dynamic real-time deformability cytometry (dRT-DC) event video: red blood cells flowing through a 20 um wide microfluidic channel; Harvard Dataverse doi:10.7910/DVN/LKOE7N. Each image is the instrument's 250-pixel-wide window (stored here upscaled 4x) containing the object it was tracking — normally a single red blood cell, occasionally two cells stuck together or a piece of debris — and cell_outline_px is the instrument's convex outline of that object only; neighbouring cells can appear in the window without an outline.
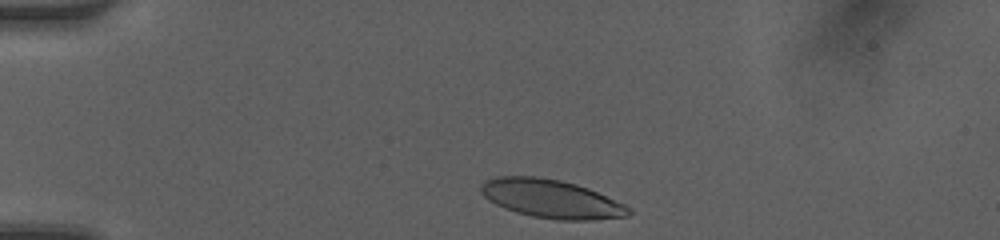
{"species": "human", "species_latin": "Homo sapiens", "temperature_condition": "room temperature", "stored_images_in_passage": 33, "camera_frame_rate_fps": 3000, "um_per_image_px": 0.085, "donor": {"sex": "female"}, "frame": {"image": 1, "passage_image": 2, "time_ms": 0.333, "image_size_px": [1000, 240], "cell_outline_px": [[632, 212], [628, 216], [596, 220], [556, 220], [532, 216], [516, 212], [504, 208], [488, 200], [480, 192], [480, 184], [484, 180], [496, 176], [536, 176], [560, 180], [576, 184], [588, 188], [624, 204], [632, 208]], "centroid_in_image_um": [46.84, 16.9], "position_along_channel_um": 38.2, "area_um2": 33.35}}
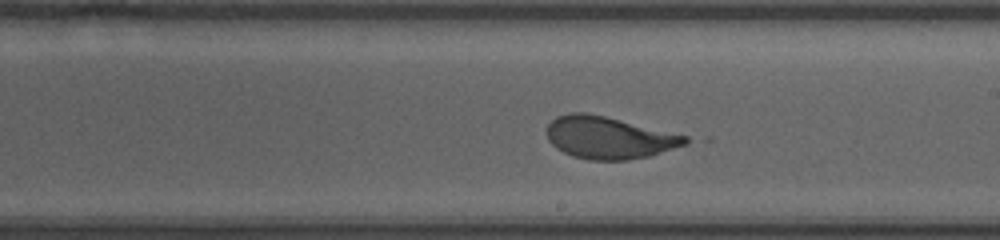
{"frame": {"image": 2, "passage_image": 20, "time_ms": 6.333, "image_size_px": [1000, 240], "cell_outline_px": [[696, 140], [688, 144], [648, 156], [628, 160], [588, 160], [572, 156], [556, 148], [548, 140], [548, 124], [556, 116], [568, 112], [588, 112], [688, 136]], "centroid_in_image_um": [51.78, 11.7], "position_along_channel_um": 237.2, "area_um2": 34.22}}
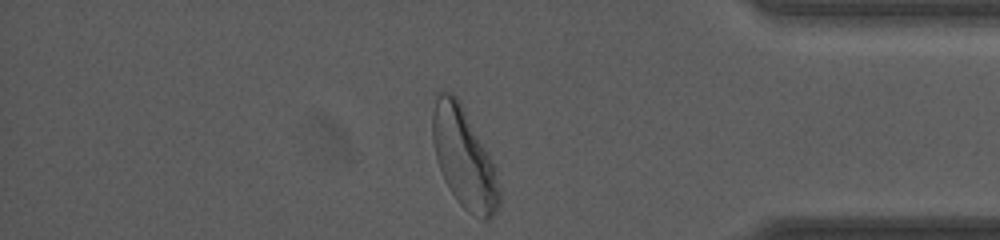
{"frame": {"image": 3, "passage_image": 33, "time_ms": 10.667, "image_size_px": [1000, 240], "cell_outline_px": [[500, 204], [496, 212], [488, 220], [480, 220], [468, 212], [456, 200], [448, 188], [444, 180], [436, 160], [432, 140], [432, 112], [436, 92], [452, 92], [456, 96], [488, 152], [496, 168], [500, 192]], "centroid_in_image_um": [39.43, 13.47], "position_along_channel_um": 395.8, "area_um2": 39.07}, "authors_computed_cell_mechanics": {"area_um2": 34.2754, "velocity_mm_per_s": 4.1539, "shape_relaxation_time_tau1_ms": 2.7211, "shape_relaxation_time_tau2_ms": null, "deformation_change_tau1": 0.1547, "deformation_change_tau2": null}}